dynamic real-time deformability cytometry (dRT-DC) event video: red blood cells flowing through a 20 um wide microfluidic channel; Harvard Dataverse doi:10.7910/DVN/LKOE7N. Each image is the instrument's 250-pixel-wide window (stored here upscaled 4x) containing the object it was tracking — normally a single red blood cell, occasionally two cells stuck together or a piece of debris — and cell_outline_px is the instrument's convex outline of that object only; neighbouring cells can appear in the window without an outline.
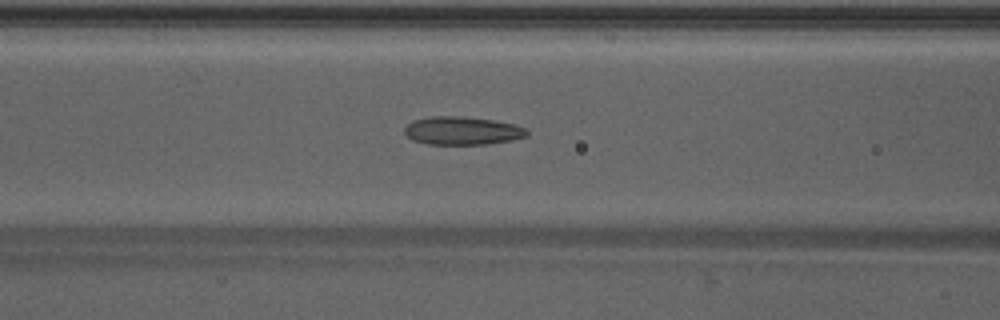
{"species": "Egyptian fruit bat (a non-hibernating species)", "species_latin": "Rousettus aegyptiacus", "temperature_condition": "warm", "stored_images_in_passage": 46, "camera_frame_rate_fps": 3000, "um_per_image_px": 0.085, "animal": {"sex": "male"}, "frame": {"image": 1, "passage_image": 18, "time_ms": 5.667, "image_size_px": [1000, 320], "cell_outline_px": [[528, 136], [512, 140], [484, 144], [428, 144], [412, 140], [404, 132], [404, 128], [412, 120], [432, 116], [464, 116], [492, 120], [512, 124], [524, 128], [528, 132]], "centroid_in_image_um": [39.26, 11.11], "position_along_channel_um": 127.3, "area_um2": 20.0}}
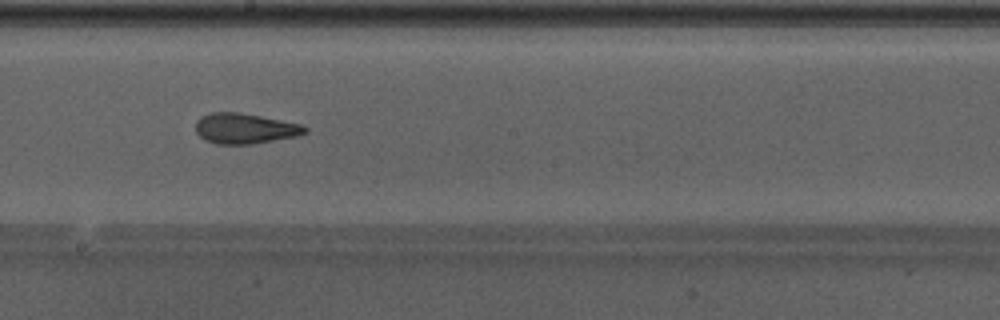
{"frame": {"image": 2, "passage_image": 25, "time_ms": 8.0, "image_size_px": [1000, 320], "cell_outline_px": [[308, 132], [296, 136], [248, 144], [216, 144], [204, 140], [196, 132], [196, 120], [200, 116], [208, 112], [240, 112], [300, 124], [308, 128]], "centroid_in_image_um": [20.76, 10.91], "position_along_channel_um": 227.4, "area_um2": 19.31}}
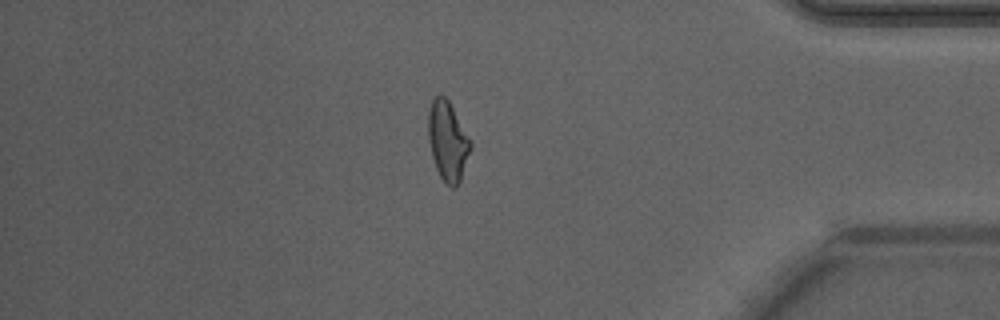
{"frame": {"image": 3, "passage_image": 39, "time_ms": 12.667, "image_size_px": [1000, 320], "cell_outline_px": [[472, 148], [460, 180], [456, 188], [452, 188], [444, 184], [436, 168], [432, 156], [428, 140], [428, 112], [432, 100], [440, 92], [448, 100], [472, 140]], "centroid_in_image_um": [38.06, 12.0], "position_along_channel_um": 397.1, "area_um2": 19.88}, "authors_computed_cell_mechanics": {"area_um2": 19.7387, "velocity_mm_per_s": 4.2924, "shape_relaxation_time_tau1_ms": 3.6276, "shape_relaxation_time_tau2_ms": 1.5303, "deformation_change_tau1": 0.1594, "deformation_change_tau2": 0.1095}}